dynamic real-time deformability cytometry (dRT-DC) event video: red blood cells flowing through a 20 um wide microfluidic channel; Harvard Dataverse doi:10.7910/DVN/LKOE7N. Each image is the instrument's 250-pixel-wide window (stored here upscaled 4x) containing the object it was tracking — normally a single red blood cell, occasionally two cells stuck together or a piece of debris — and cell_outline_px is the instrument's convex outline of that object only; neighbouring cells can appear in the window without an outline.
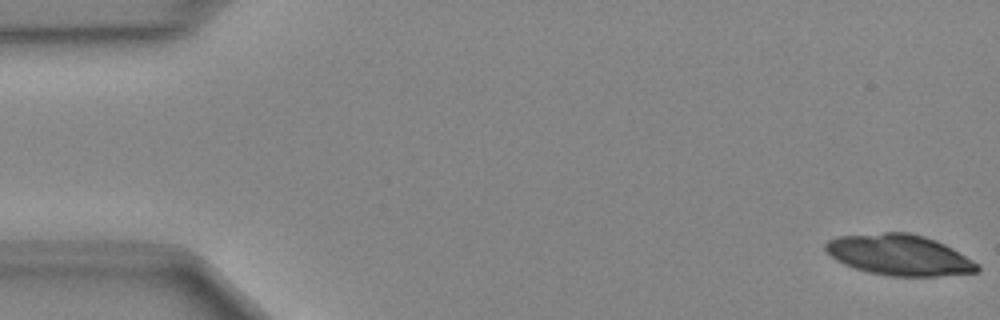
{"species": "Egyptian fruit bat (a non-hibernating species)", "species_latin": "Rousettus aegyptiacus", "temperature_condition": "cold", "stored_images_in_passage": 49, "camera_frame_rate_fps": 3000, "um_per_image_px": 0.085, "animal": {"sex": "female"}, "frame": {"image": 1, "passage_image": 1, "time_ms": 0.0, "image_size_px": [1000, 320], "cell_outline_px": [[980, 272], [936, 276], [888, 276], [868, 272], [844, 264], [836, 260], [824, 248], [824, 244], [828, 240], [840, 236], [884, 232], [908, 232], [924, 236], [936, 240], [952, 248], [980, 264]], "centroid_in_image_um": [76.47, 21.67], "position_along_channel_um": 8.5, "area_um2": 36.13}}